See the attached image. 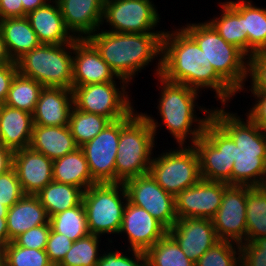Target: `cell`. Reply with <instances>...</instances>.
<instances>
[{
	"label": "cell",
	"instance_id": "1",
	"mask_svg": "<svg viewBox=\"0 0 266 266\" xmlns=\"http://www.w3.org/2000/svg\"><path fill=\"white\" fill-rule=\"evenodd\" d=\"M166 80L202 91L213 89L215 98L226 105L236 92L216 73L203 50L180 27L164 31L162 36V71Z\"/></svg>",
	"mask_w": 266,
	"mask_h": 266
},
{
	"label": "cell",
	"instance_id": "2",
	"mask_svg": "<svg viewBox=\"0 0 266 266\" xmlns=\"http://www.w3.org/2000/svg\"><path fill=\"white\" fill-rule=\"evenodd\" d=\"M96 31L87 39L99 51L115 74L131 82L155 57H160L155 71H162V36L164 33H115ZM98 32V33H97Z\"/></svg>",
	"mask_w": 266,
	"mask_h": 266
},
{
	"label": "cell",
	"instance_id": "3",
	"mask_svg": "<svg viewBox=\"0 0 266 266\" xmlns=\"http://www.w3.org/2000/svg\"><path fill=\"white\" fill-rule=\"evenodd\" d=\"M214 108L212 119L236 144L232 169V185H266V132L262 131L248 116L245 119Z\"/></svg>",
	"mask_w": 266,
	"mask_h": 266
},
{
	"label": "cell",
	"instance_id": "4",
	"mask_svg": "<svg viewBox=\"0 0 266 266\" xmlns=\"http://www.w3.org/2000/svg\"><path fill=\"white\" fill-rule=\"evenodd\" d=\"M150 116L133 110L127 117L120 119L115 183H124L130 178L149 173L157 127L161 125Z\"/></svg>",
	"mask_w": 266,
	"mask_h": 266
},
{
	"label": "cell",
	"instance_id": "5",
	"mask_svg": "<svg viewBox=\"0 0 266 266\" xmlns=\"http://www.w3.org/2000/svg\"><path fill=\"white\" fill-rule=\"evenodd\" d=\"M157 78H159L158 82H161V96L158 99V113L161 120L178 145L187 144L188 138L193 145L203 135L206 124L212 119L213 108H207V110L197 105L196 100L200 91L181 83L170 82L161 75ZM194 108H199L205 116L197 117ZM192 127H194L193 130Z\"/></svg>",
	"mask_w": 266,
	"mask_h": 266
},
{
	"label": "cell",
	"instance_id": "6",
	"mask_svg": "<svg viewBox=\"0 0 266 266\" xmlns=\"http://www.w3.org/2000/svg\"><path fill=\"white\" fill-rule=\"evenodd\" d=\"M185 26L181 28L203 50L216 73L236 93L245 90L248 57L235 45L226 42L207 21L187 23Z\"/></svg>",
	"mask_w": 266,
	"mask_h": 266
},
{
	"label": "cell",
	"instance_id": "7",
	"mask_svg": "<svg viewBox=\"0 0 266 266\" xmlns=\"http://www.w3.org/2000/svg\"><path fill=\"white\" fill-rule=\"evenodd\" d=\"M72 53L73 42L62 45L40 44L16 61L18 73L34 79L44 87L72 90Z\"/></svg>",
	"mask_w": 266,
	"mask_h": 266
},
{
	"label": "cell",
	"instance_id": "8",
	"mask_svg": "<svg viewBox=\"0 0 266 266\" xmlns=\"http://www.w3.org/2000/svg\"><path fill=\"white\" fill-rule=\"evenodd\" d=\"M128 201L124 183H96L83 192L90 234H119Z\"/></svg>",
	"mask_w": 266,
	"mask_h": 266
},
{
	"label": "cell",
	"instance_id": "9",
	"mask_svg": "<svg viewBox=\"0 0 266 266\" xmlns=\"http://www.w3.org/2000/svg\"><path fill=\"white\" fill-rule=\"evenodd\" d=\"M179 145L153 156L149 174L168 193L176 196L201 180L199 157L193 145Z\"/></svg>",
	"mask_w": 266,
	"mask_h": 266
},
{
	"label": "cell",
	"instance_id": "10",
	"mask_svg": "<svg viewBox=\"0 0 266 266\" xmlns=\"http://www.w3.org/2000/svg\"><path fill=\"white\" fill-rule=\"evenodd\" d=\"M193 146L199 157L201 179L232 185L236 144L213 119Z\"/></svg>",
	"mask_w": 266,
	"mask_h": 266
},
{
	"label": "cell",
	"instance_id": "11",
	"mask_svg": "<svg viewBox=\"0 0 266 266\" xmlns=\"http://www.w3.org/2000/svg\"><path fill=\"white\" fill-rule=\"evenodd\" d=\"M115 82L74 87L72 89L74 107L80 111L105 116L111 121L127 117L134 110L127 94L129 92L126 91L129 83L120 80V88H117Z\"/></svg>",
	"mask_w": 266,
	"mask_h": 266
},
{
	"label": "cell",
	"instance_id": "12",
	"mask_svg": "<svg viewBox=\"0 0 266 266\" xmlns=\"http://www.w3.org/2000/svg\"><path fill=\"white\" fill-rule=\"evenodd\" d=\"M159 16L151 0H104L102 23L115 33H164L154 31Z\"/></svg>",
	"mask_w": 266,
	"mask_h": 266
},
{
	"label": "cell",
	"instance_id": "13",
	"mask_svg": "<svg viewBox=\"0 0 266 266\" xmlns=\"http://www.w3.org/2000/svg\"><path fill=\"white\" fill-rule=\"evenodd\" d=\"M128 201L142 207L169 230L177 221L175 196L166 192L148 173L124 182Z\"/></svg>",
	"mask_w": 266,
	"mask_h": 266
},
{
	"label": "cell",
	"instance_id": "14",
	"mask_svg": "<svg viewBox=\"0 0 266 266\" xmlns=\"http://www.w3.org/2000/svg\"><path fill=\"white\" fill-rule=\"evenodd\" d=\"M120 136V119L112 121L83 150L93 180L96 183H115V162Z\"/></svg>",
	"mask_w": 266,
	"mask_h": 266
},
{
	"label": "cell",
	"instance_id": "15",
	"mask_svg": "<svg viewBox=\"0 0 266 266\" xmlns=\"http://www.w3.org/2000/svg\"><path fill=\"white\" fill-rule=\"evenodd\" d=\"M212 222L219 240L239 245L246 242V186L229 185L224 190Z\"/></svg>",
	"mask_w": 266,
	"mask_h": 266
},
{
	"label": "cell",
	"instance_id": "16",
	"mask_svg": "<svg viewBox=\"0 0 266 266\" xmlns=\"http://www.w3.org/2000/svg\"><path fill=\"white\" fill-rule=\"evenodd\" d=\"M228 186L225 182L201 179L192 187L184 189L175 196L177 218L212 219Z\"/></svg>",
	"mask_w": 266,
	"mask_h": 266
},
{
	"label": "cell",
	"instance_id": "17",
	"mask_svg": "<svg viewBox=\"0 0 266 266\" xmlns=\"http://www.w3.org/2000/svg\"><path fill=\"white\" fill-rule=\"evenodd\" d=\"M176 240L184 254L196 263L217 238L212 219L207 218H181L168 230Z\"/></svg>",
	"mask_w": 266,
	"mask_h": 266
},
{
	"label": "cell",
	"instance_id": "18",
	"mask_svg": "<svg viewBox=\"0 0 266 266\" xmlns=\"http://www.w3.org/2000/svg\"><path fill=\"white\" fill-rule=\"evenodd\" d=\"M72 69V89L77 86L115 81V79L125 80L115 74L87 38L76 39L73 42Z\"/></svg>",
	"mask_w": 266,
	"mask_h": 266
},
{
	"label": "cell",
	"instance_id": "19",
	"mask_svg": "<svg viewBox=\"0 0 266 266\" xmlns=\"http://www.w3.org/2000/svg\"><path fill=\"white\" fill-rule=\"evenodd\" d=\"M167 232L168 230L145 209L127 201L119 234H127L130 245L128 250L146 252Z\"/></svg>",
	"mask_w": 266,
	"mask_h": 266
},
{
	"label": "cell",
	"instance_id": "20",
	"mask_svg": "<svg viewBox=\"0 0 266 266\" xmlns=\"http://www.w3.org/2000/svg\"><path fill=\"white\" fill-rule=\"evenodd\" d=\"M12 168L25 195H36L53 181V160L30 147L13 153Z\"/></svg>",
	"mask_w": 266,
	"mask_h": 266
},
{
	"label": "cell",
	"instance_id": "21",
	"mask_svg": "<svg viewBox=\"0 0 266 266\" xmlns=\"http://www.w3.org/2000/svg\"><path fill=\"white\" fill-rule=\"evenodd\" d=\"M56 1L67 29L76 39L88 38L103 25L104 0Z\"/></svg>",
	"mask_w": 266,
	"mask_h": 266
},
{
	"label": "cell",
	"instance_id": "22",
	"mask_svg": "<svg viewBox=\"0 0 266 266\" xmlns=\"http://www.w3.org/2000/svg\"><path fill=\"white\" fill-rule=\"evenodd\" d=\"M73 92L66 88L44 87L32 114L39 126H69Z\"/></svg>",
	"mask_w": 266,
	"mask_h": 266
},
{
	"label": "cell",
	"instance_id": "23",
	"mask_svg": "<svg viewBox=\"0 0 266 266\" xmlns=\"http://www.w3.org/2000/svg\"><path fill=\"white\" fill-rule=\"evenodd\" d=\"M26 17L41 44L62 45L76 40L67 29L56 0L29 12Z\"/></svg>",
	"mask_w": 266,
	"mask_h": 266
},
{
	"label": "cell",
	"instance_id": "24",
	"mask_svg": "<svg viewBox=\"0 0 266 266\" xmlns=\"http://www.w3.org/2000/svg\"><path fill=\"white\" fill-rule=\"evenodd\" d=\"M32 114L5 104L0 106V143L13 152L29 147Z\"/></svg>",
	"mask_w": 266,
	"mask_h": 266
},
{
	"label": "cell",
	"instance_id": "25",
	"mask_svg": "<svg viewBox=\"0 0 266 266\" xmlns=\"http://www.w3.org/2000/svg\"><path fill=\"white\" fill-rule=\"evenodd\" d=\"M29 147L55 160L75 151L79 146L69 126L33 125Z\"/></svg>",
	"mask_w": 266,
	"mask_h": 266
},
{
	"label": "cell",
	"instance_id": "26",
	"mask_svg": "<svg viewBox=\"0 0 266 266\" xmlns=\"http://www.w3.org/2000/svg\"><path fill=\"white\" fill-rule=\"evenodd\" d=\"M6 219L10 241L31 228L49 222L46 210L36 195H24L8 209Z\"/></svg>",
	"mask_w": 266,
	"mask_h": 266
},
{
	"label": "cell",
	"instance_id": "27",
	"mask_svg": "<svg viewBox=\"0 0 266 266\" xmlns=\"http://www.w3.org/2000/svg\"><path fill=\"white\" fill-rule=\"evenodd\" d=\"M0 32L14 62L41 44L27 17L0 20Z\"/></svg>",
	"mask_w": 266,
	"mask_h": 266
},
{
	"label": "cell",
	"instance_id": "28",
	"mask_svg": "<svg viewBox=\"0 0 266 266\" xmlns=\"http://www.w3.org/2000/svg\"><path fill=\"white\" fill-rule=\"evenodd\" d=\"M52 172L54 181L79 187L83 191L96 184L92 178L84 152L80 147L61 158L53 160Z\"/></svg>",
	"mask_w": 266,
	"mask_h": 266
},
{
	"label": "cell",
	"instance_id": "29",
	"mask_svg": "<svg viewBox=\"0 0 266 266\" xmlns=\"http://www.w3.org/2000/svg\"><path fill=\"white\" fill-rule=\"evenodd\" d=\"M229 2L243 15V31L248 36V58L266 51V8L254 6L249 0Z\"/></svg>",
	"mask_w": 266,
	"mask_h": 266
},
{
	"label": "cell",
	"instance_id": "30",
	"mask_svg": "<svg viewBox=\"0 0 266 266\" xmlns=\"http://www.w3.org/2000/svg\"><path fill=\"white\" fill-rule=\"evenodd\" d=\"M219 5L222 7L221 16L208 22L226 42L235 45L248 56V36L243 31V15L229 1Z\"/></svg>",
	"mask_w": 266,
	"mask_h": 266
},
{
	"label": "cell",
	"instance_id": "31",
	"mask_svg": "<svg viewBox=\"0 0 266 266\" xmlns=\"http://www.w3.org/2000/svg\"><path fill=\"white\" fill-rule=\"evenodd\" d=\"M83 190L79 187L52 181L36 194L48 217L74 208L82 202Z\"/></svg>",
	"mask_w": 266,
	"mask_h": 266
},
{
	"label": "cell",
	"instance_id": "32",
	"mask_svg": "<svg viewBox=\"0 0 266 266\" xmlns=\"http://www.w3.org/2000/svg\"><path fill=\"white\" fill-rule=\"evenodd\" d=\"M246 241L266 237V185L246 186Z\"/></svg>",
	"mask_w": 266,
	"mask_h": 266
},
{
	"label": "cell",
	"instance_id": "33",
	"mask_svg": "<svg viewBox=\"0 0 266 266\" xmlns=\"http://www.w3.org/2000/svg\"><path fill=\"white\" fill-rule=\"evenodd\" d=\"M145 254L146 266H195L168 232Z\"/></svg>",
	"mask_w": 266,
	"mask_h": 266
},
{
	"label": "cell",
	"instance_id": "34",
	"mask_svg": "<svg viewBox=\"0 0 266 266\" xmlns=\"http://www.w3.org/2000/svg\"><path fill=\"white\" fill-rule=\"evenodd\" d=\"M51 229L75 242L90 234L83 202L49 217Z\"/></svg>",
	"mask_w": 266,
	"mask_h": 266
},
{
	"label": "cell",
	"instance_id": "35",
	"mask_svg": "<svg viewBox=\"0 0 266 266\" xmlns=\"http://www.w3.org/2000/svg\"><path fill=\"white\" fill-rule=\"evenodd\" d=\"M44 86L17 73L13 78L5 105L33 114Z\"/></svg>",
	"mask_w": 266,
	"mask_h": 266
},
{
	"label": "cell",
	"instance_id": "36",
	"mask_svg": "<svg viewBox=\"0 0 266 266\" xmlns=\"http://www.w3.org/2000/svg\"><path fill=\"white\" fill-rule=\"evenodd\" d=\"M111 122L105 116L80 111L74 106L69 116V128L79 147L92 140Z\"/></svg>",
	"mask_w": 266,
	"mask_h": 266
},
{
	"label": "cell",
	"instance_id": "37",
	"mask_svg": "<svg viewBox=\"0 0 266 266\" xmlns=\"http://www.w3.org/2000/svg\"><path fill=\"white\" fill-rule=\"evenodd\" d=\"M100 236L89 234L72 243L70 250L58 266H97Z\"/></svg>",
	"mask_w": 266,
	"mask_h": 266
},
{
	"label": "cell",
	"instance_id": "38",
	"mask_svg": "<svg viewBox=\"0 0 266 266\" xmlns=\"http://www.w3.org/2000/svg\"><path fill=\"white\" fill-rule=\"evenodd\" d=\"M3 266H51L45 250L18 246L14 241L1 249Z\"/></svg>",
	"mask_w": 266,
	"mask_h": 266
},
{
	"label": "cell",
	"instance_id": "39",
	"mask_svg": "<svg viewBox=\"0 0 266 266\" xmlns=\"http://www.w3.org/2000/svg\"><path fill=\"white\" fill-rule=\"evenodd\" d=\"M195 266H241L240 245L219 240L206 251Z\"/></svg>",
	"mask_w": 266,
	"mask_h": 266
},
{
	"label": "cell",
	"instance_id": "40",
	"mask_svg": "<svg viewBox=\"0 0 266 266\" xmlns=\"http://www.w3.org/2000/svg\"><path fill=\"white\" fill-rule=\"evenodd\" d=\"M247 76L251 79V92L266 93V51L248 58Z\"/></svg>",
	"mask_w": 266,
	"mask_h": 266
},
{
	"label": "cell",
	"instance_id": "41",
	"mask_svg": "<svg viewBox=\"0 0 266 266\" xmlns=\"http://www.w3.org/2000/svg\"><path fill=\"white\" fill-rule=\"evenodd\" d=\"M24 195L17 174L13 168L5 174L0 175V203L9 209Z\"/></svg>",
	"mask_w": 266,
	"mask_h": 266
},
{
	"label": "cell",
	"instance_id": "42",
	"mask_svg": "<svg viewBox=\"0 0 266 266\" xmlns=\"http://www.w3.org/2000/svg\"><path fill=\"white\" fill-rule=\"evenodd\" d=\"M240 254L241 266H266V237L242 243Z\"/></svg>",
	"mask_w": 266,
	"mask_h": 266
},
{
	"label": "cell",
	"instance_id": "43",
	"mask_svg": "<svg viewBox=\"0 0 266 266\" xmlns=\"http://www.w3.org/2000/svg\"><path fill=\"white\" fill-rule=\"evenodd\" d=\"M133 257L126 256L122 252L110 250L100 255L97 266H146V254L144 251L129 249Z\"/></svg>",
	"mask_w": 266,
	"mask_h": 266
},
{
	"label": "cell",
	"instance_id": "44",
	"mask_svg": "<svg viewBox=\"0 0 266 266\" xmlns=\"http://www.w3.org/2000/svg\"><path fill=\"white\" fill-rule=\"evenodd\" d=\"M51 231L50 222L29 229L28 231L21 233L13 241L21 247L45 250L48 236Z\"/></svg>",
	"mask_w": 266,
	"mask_h": 266
},
{
	"label": "cell",
	"instance_id": "45",
	"mask_svg": "<svg viewBox=\"0 0 266 266\" xmlns=\"http://www.w3.org/2000/svg\"><path fill=\"white\" fill-rule=\"evenodd\" d=\"M72 243L73 241L65 235L51 229L45 248L49 261L53 265H58L70 250Z\"/></svg>",
	"mask_w": 266,
	"mask_h": 266
},
{
	"label": "cell",
	"instance_id": "46",
	"mask_svg": "<svg viewBox=\"0 0 266 266\" xmlns=\"http://www.w3.org/2000/svg\"><path fill=\"white\" fill-rule=\"evenodd\" d=\"M256 99L254 106L245 113L262 131L266 132V93L251 92Z\"/></svg>",
	"mask_w": 266,
	"mask_h": 266
},
{
	"label": "cell",
	"instance_id": "47",
	"mask_svg": "<svg viewBox=\"0 0 266 266\" xmlns=\"http://www.w3.org/2000/svg\"><path fill=\"white\" fill-rule=\"evenodd\" d=\"M18 73V68L16 62H12L5 65H0V103L4 104L11 82L15 75Z\"/></svg>",
	"mask_w": 266,
	"mask_h": 266
},
{
	"label": "cell",
	"instance_id": "48",
	"mask_svg": "<svg viewBox=\"0 0 266 266\" xmlns=\"http://www.w3.org/2000/svg\"><path fill=\"white\" fill-rule=\"evenodd\" d=\"M26 16L21 0H0V20Z\"/></svg>",
	"mask_w": 266,
	"mask_h": 266
},
{
	"label": "cell",
	"instance_id": "49",
	"mask_svg": "<svg viewBox=\"0 0 266 266\" xmlns=\"http://www.w3.org/2000/svg\"><path fill=\"white\" fill-rule=\"evenodd\" d=\"M13 151L0 143V175L12 169Z\"/></svg>",
	"mask_w": 266,
	"mask_h": 266
},
{
	"label": "cell",
	"instance_id": "50",
	"mask_svg": "<svg viewBox=\"0 0 266 266\" xmlns=\"http://www.w3.org/2000/svg\"><path fill=\"white\" fill-rule=\"evenodd\" d=\"M7 217H0V250L5 247L9 242Z\"/></svg>",
	"mask_w": 266,
	"mask_h": 266
},
{
	"label": "cell",
	"instance_id": "51",
	"mask_svg": "<svg viewBox=\"0 0 266 266\" xmlns=\"http://www.w3.org/2000/svg\"><path fill=\"white\" fill-rule=\"evenodd\" d=\"M24 11L28 14L39 7L46 5L51 0H21Z\"/></svg>",
	"mask_w": 266,
	"mask_h": 266
},
{
	"label": "cell",
	"instance_id": "52",
	"mask_svg": "<svg viewBox=\"0 0 266 266\" xmlns=\"http://www.w3.org/2000/svg\"><path fill=\"white\" fill-rule=\"evenodd\" d=\"M12 62L13 61L7 52L5 42L0 32V65H5V64L12 63Z\"/></svg>",
	"mask_w": 266,
	"mask_h": 266
},
{
	"label": "cell",
	"instance_id": "53",
	"mask_svg": "<svg viewBox=\"0 0 266 266\" xmlns=\"http://www.w3.org/2000/svg\"><path fill=\"white\" fill-rule=\"evenodd\" d=\"M8 208L0 203V217H7Z\"/></svg>",
	"mask_w": 266,
	"mask_h": 266
},
{
	"label": "cell",
	"instance_id": "54",
	"mask_svg": "<svg viewBox=\"0 0 266 266\" xmlns=\"http://www.w3.org/2000/svg\"><path fill=\"white\" fill-rule=\"evenodd\" d=\"M0 266H3V256L0 250Z\"/></svg>",
	"mask_w": 266,
	"mask_h": 266
}]
</instances>
